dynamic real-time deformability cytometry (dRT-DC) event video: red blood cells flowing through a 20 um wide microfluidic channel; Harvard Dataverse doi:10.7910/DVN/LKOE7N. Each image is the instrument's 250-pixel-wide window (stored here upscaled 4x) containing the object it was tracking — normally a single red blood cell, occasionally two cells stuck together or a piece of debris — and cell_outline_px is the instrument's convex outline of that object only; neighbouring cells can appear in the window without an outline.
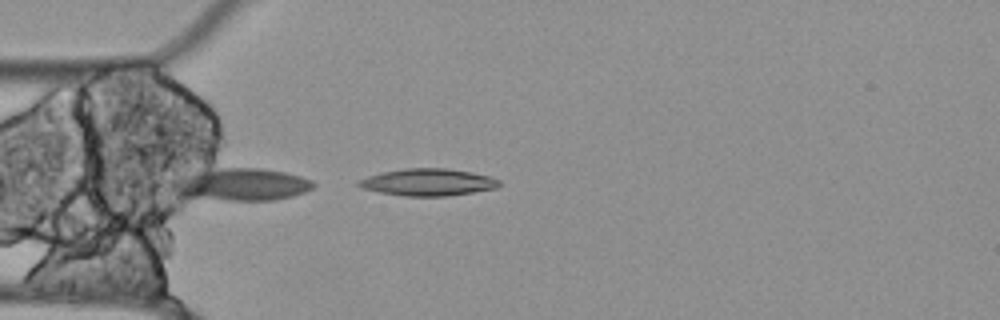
{"species": "Egyptian fruit bat (a non-hibernating species)", "species_latin": "Rousettus aegyptiacus", "temperature_condition": "cold", "stored_images_in_passage": 3, "camera_frame_rate_fps": 3000, "um_per_image_px": 0.085, "animal": {"sex": "female"}, "frame": {"image": 1, "passage_image": 3, "time_ms": 0.667, "image_size_px": [1000, 320], "cell_outline_px": [[500, 184], [496, 188], [448, 196], [404, 196], [380, 192], [360, 188], [356, 184], [356, 180], [380, 172], [404, 168], [448, 168], [472, 172], [488, 176], [500, 180]], "centroid_in_image_um": [36.33, 15.48], "position_along_channel_um": 48.7, "area_um2": 22.31}}